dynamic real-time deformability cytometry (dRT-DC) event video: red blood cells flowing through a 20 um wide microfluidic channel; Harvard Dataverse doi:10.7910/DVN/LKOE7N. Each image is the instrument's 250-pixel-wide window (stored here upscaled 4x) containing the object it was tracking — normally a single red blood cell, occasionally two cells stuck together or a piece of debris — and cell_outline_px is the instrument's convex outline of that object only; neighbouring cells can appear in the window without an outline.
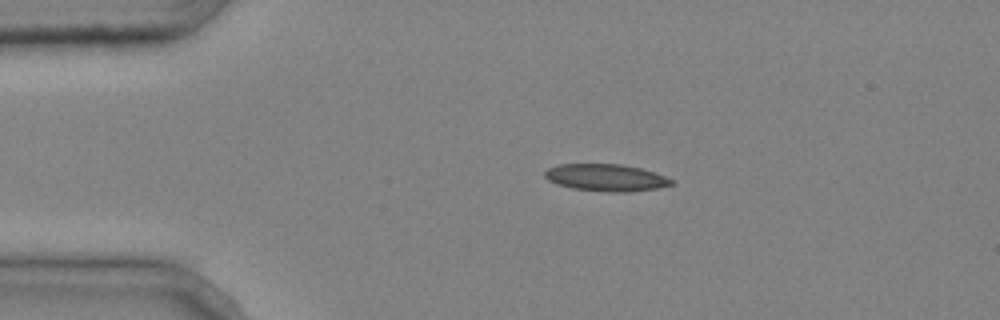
{"species": "common noctule bat (a hibernating species)", "species_latin": "Nyctalus noctula", "temperature_condition": "cold", "stored_images_in_passage": 2, "camera_frame_rate_fps": 3000, "um_per_image_px": 0.085, "animal": {"sex": "male", "body_mass_g": 20.4}, "frame": {"image": 1, "passage_image": 2, "time_ms": 0.333, "image_size_px": [1000, 320], "cell_outline_px": [[676, 184], [656, 188], [628, 192], [608, 192], [572, 188], [556, 184], [548, 180], [544, 176], [544, 172], [548, 168], [560, 164], [620, 164], [640, 168], [676, 180]], "centroid_in_image_um": [51.52, 15.1], "position_along_channel_um": 33.5, "area_um2": 20.0}}